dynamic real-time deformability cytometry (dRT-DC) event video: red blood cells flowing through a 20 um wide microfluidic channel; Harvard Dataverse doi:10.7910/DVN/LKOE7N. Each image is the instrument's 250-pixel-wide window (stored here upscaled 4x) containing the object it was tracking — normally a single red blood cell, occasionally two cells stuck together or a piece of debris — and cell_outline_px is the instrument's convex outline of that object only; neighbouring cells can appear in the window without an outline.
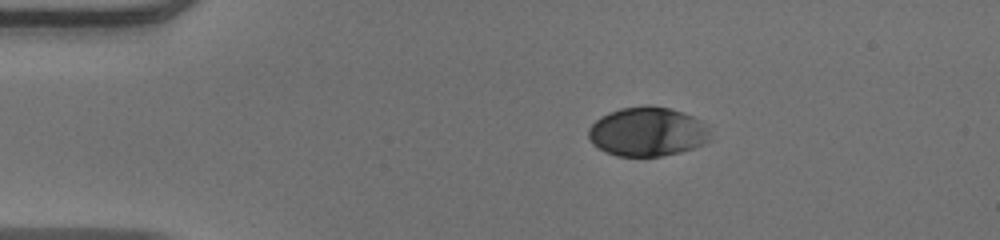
{"species": "human", "species_latin": "Homo sapiens", "temperature_condition": "warm", "stored_images_in_passage": 43, "camera_frame_rate_fps": 3000, "um_per_image_px": 0.085, "donor": {"sex": "male"}, "frame": {"image": 1, "passage_image": 1, "time_ms": 0.0, "image_size_px": [1000, 240], "cell_outline_px": [[712, 140], [704, 144], [680, 152], [660, 156], [616, 156], [604, 152], [592, 144], [588, 136], [588, 128], [600, 116], [608, 112], [620, 108], [644, 104], [652, 104], [668, 108], [692, 116], [700, 120], [708, 128]], "centroid_in_image_um": [55.01, 11.19], "position_along_channel_um": 30.0, "area_um2": 35.32}}
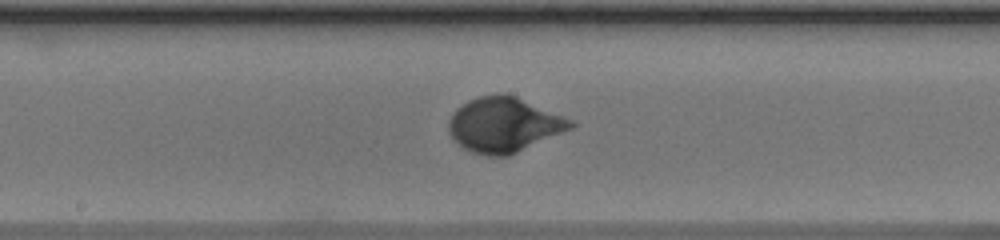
{"frame": {"image": 2, "passage_image": 19, "time_ms": 6.0, "image_size_px": [1000, 240], "cell_outline_px": [[576, 124], [572, 128], [508, 156], [488, 156], [472, 152], [464, 148], [448, 132], [448, 120], [452, 112], [456, 108], [468, 100], [480, 96], [500, 92], [504, 92], [516, 96], [572, 120]], "centroid_in_image_um": [42.8, 10.58], "position_along_channel_um": 205.4, "area_um2": 38.84}}
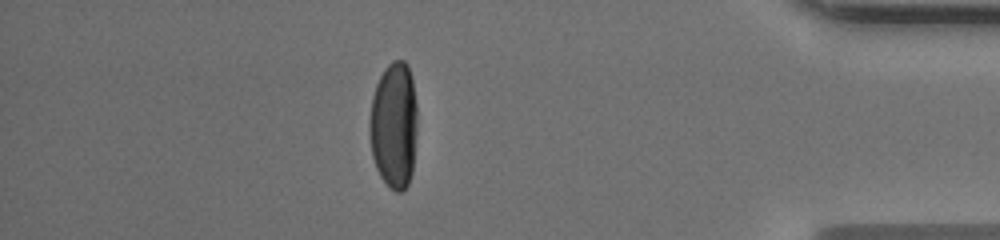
{"frame": {"image": 3, "passage_image": 37, "time_ms": 12.0, "image_size_px": [1000, 240], "cell_outline_px": [[416, 132], [412, 172], [408, 184], [400, 192], [396, 192], [380, 176], [376, 168], [372, 156], [368, 132], [368, 124], [372, 96], [376, 84], [384, 68], [392, 60], [404, 60], [408, 64], [412, 80], [416, 104]], "centroid_in_image_um": [33.46, 10.61], "position_along_channel_um": 401.7, "area_um2": 35.43}, "authors_computed_cell_mechanics": {"area_um2": 36.0672, "velocity_mm_per_s": 3.9187, "shape_relaxation_time_tau1_ms": 2.9483, "shape_relaxation_time_tau2_ms": null, "deformation_change_tau1": 0.193, "deformation_change_tau2": null}}